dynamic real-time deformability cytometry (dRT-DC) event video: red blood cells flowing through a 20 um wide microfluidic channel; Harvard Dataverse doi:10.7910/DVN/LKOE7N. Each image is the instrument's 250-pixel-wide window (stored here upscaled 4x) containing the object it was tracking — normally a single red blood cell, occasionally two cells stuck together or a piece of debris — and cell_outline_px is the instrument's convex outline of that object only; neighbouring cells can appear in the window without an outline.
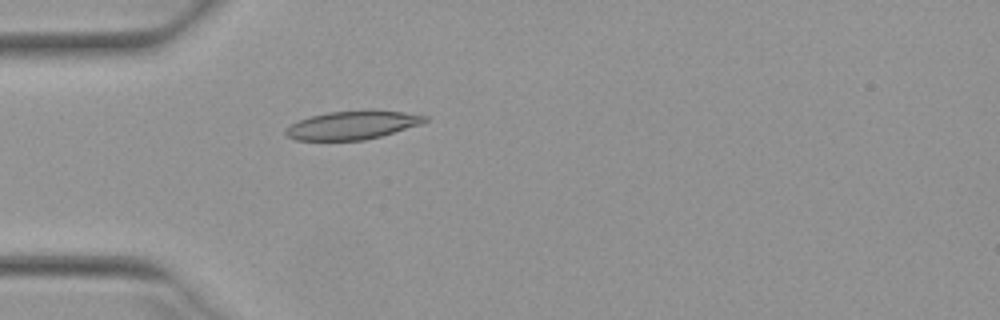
{"species": "Egyptian fruit bat (a non-hibernating species)", "species_latin": "Rousettus aegyptiacus", "temperature_condition": "warm", "stored_images_in_passage": 50, "camera_frame_rate_fps": 3000, "um_per_image_px": 0.085, "animal": {"sex": "female"}, "frame": {"image": 1, "passage_image": 14, "time_ms": 4.333, "image_size_px": [1000, 320], "cell_outline_px": [[428, 120], [420, 124], [380, 136], [364, 140], [296, 140], [288, 136], [284, 132], [284, 128], [300, 120], [312, 116], [328, 112], [372, 108], [404, 112], [428, 116]], "centroid_in_image_um": [29.98, 10.6], "position_along_channel_um": 55.0, "area_um2": 23.29}}
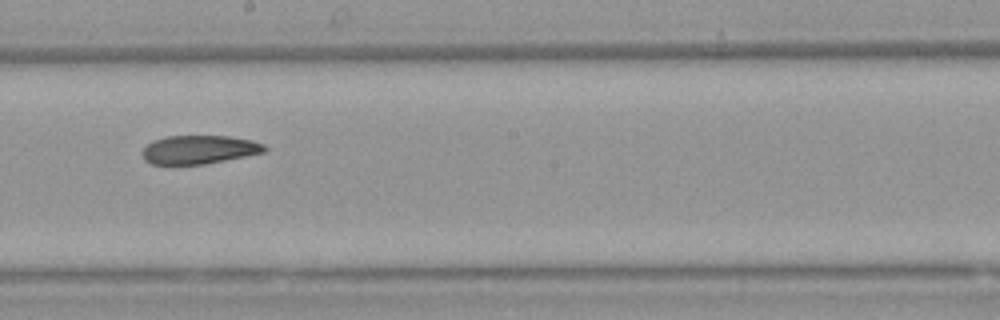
{"frame": {"image": 2, "passage_image": 28, "time_ms": 9.0, "image_size_px": [1000, 320], "cell_outline_px": [[268, 148], [264, 152], [204, 164], [152, 164], [144, 160], [144, 148], [152, 140], [168, 136], [228, 136], [252, 140], [264, 144]], "centroid_in_image_um": [16.94, 12.71], "position_along_channel_um": 231.3, "area_um2": 20.11}}
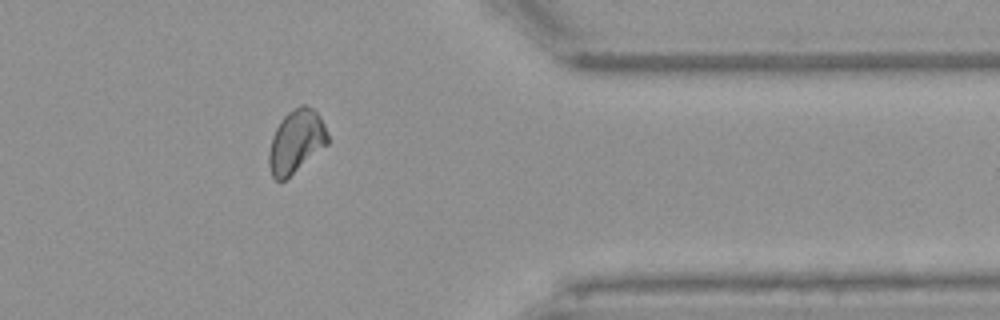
{"frame": {"image": 3, "passage_image": 41, "time_ms": 13.333, "image_size_px": [1000, 320], "cell_outline_px": [[328, 144], [284, 180], [276, 180], [272, 176], [268, 164], [268, 152], [272, 136], [280, 120], [288, 112], [300, 104], [304, 104], [312, 108], [320, 116], [324, 124], [328, 136]], "centroid_in_image_um": [25.15, 12.0], "position_along_channel_um": 386.2, "area_um2": 21.5}, "authors_computed_cell_mechanics": {"area_um2": 21.675, "velocity_mm_per_s": 3.9353, "shape_relaxation_time_tau1_ms": null, "shape_relaxation_time_tau2_ms": 6.456, "deformation_change_tau1": null, "deformation_change_tau2": 0.1288}}